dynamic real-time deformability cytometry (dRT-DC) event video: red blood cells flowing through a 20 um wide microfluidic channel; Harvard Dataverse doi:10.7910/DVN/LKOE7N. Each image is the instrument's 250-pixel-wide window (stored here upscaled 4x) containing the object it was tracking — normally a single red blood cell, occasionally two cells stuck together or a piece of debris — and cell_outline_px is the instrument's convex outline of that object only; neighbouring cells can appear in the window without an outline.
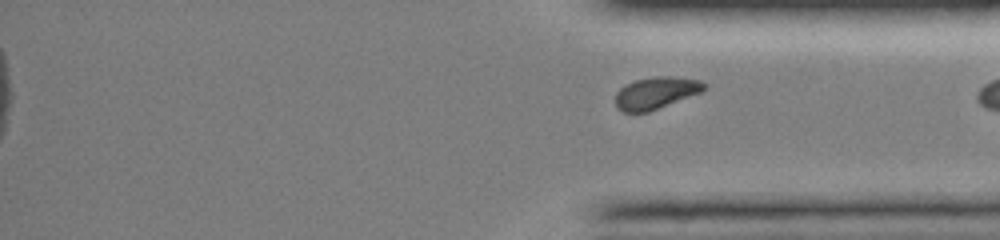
{"species": "common noctule bat (a hibernating species)", "species_latin": "Nyctalus noctula", "temperature_condition": "room temperature", "stored_images_in_passage": 46, "segment_of_instrument_passage": [2, 2], "camera_frame_rate_fps": 3000, "um_per_image_px": 0.085, "animal": {"sex": "female", "body_mass_g": 19.0, "forearm_length_mm": 51.5}, "frame": {"image": 1, "passage_image": 46, "time_ms": 15.667, "image_size_px": [1000, 240], "cell_outline_px": [[708, 84], [700, 92], [648, 112], [624, 112], [616, 108], [616, 92], [624, 84], [636, 80], [652, 76], [672, 76], [700, 80]], "centroid_in_image_um": [55.72, 7.88], "position_along_channel_um": 379.5, "area_um2": 16.47}}